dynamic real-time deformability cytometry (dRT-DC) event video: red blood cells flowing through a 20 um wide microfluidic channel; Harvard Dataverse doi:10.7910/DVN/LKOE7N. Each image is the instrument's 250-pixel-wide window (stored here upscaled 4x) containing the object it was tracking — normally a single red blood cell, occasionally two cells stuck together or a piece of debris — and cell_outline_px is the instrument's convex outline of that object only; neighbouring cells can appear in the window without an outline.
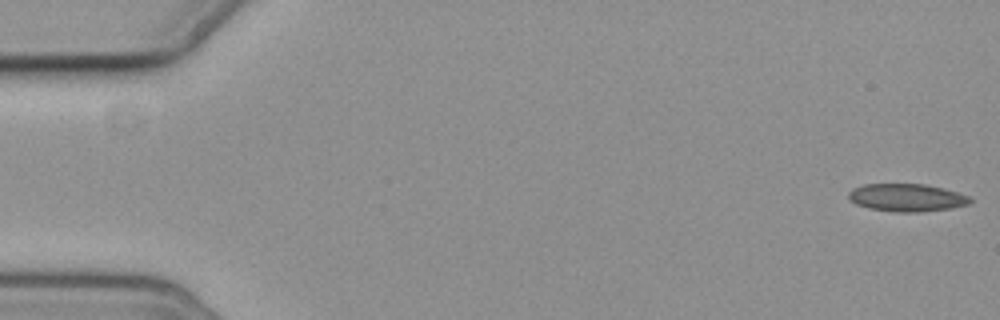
{"species": "common noctule bat (a hibernating species)", "species_latin": "Nyctalus noctula", "temperature_condition": "cold", "stored_images_in_passage": 3, "camera_frame_rate_fps": 3000, "um_per_image_px": 0.085, "animal": {"sex": "female", "body_mass_g": 19.3, "forearm_length_mm": 54.1}, "frame": {"image": 1, "passage_image": 1, "time_ms": 0.0, "image_size_px": [1000, 320], "cell_outline_px": [[972, 200], [968, 204], [952, 208], [920, 212], [892, 212], [868, 208], [856, 204], [848, 196], [848, 192], [852, 188], [864, 184], [924, 184], [944, 188], [968, 196]], "centroid_in_image_um": [77.05, 16.8], "position_along_channel_um": 7.9, "area_um2": 19.65}}